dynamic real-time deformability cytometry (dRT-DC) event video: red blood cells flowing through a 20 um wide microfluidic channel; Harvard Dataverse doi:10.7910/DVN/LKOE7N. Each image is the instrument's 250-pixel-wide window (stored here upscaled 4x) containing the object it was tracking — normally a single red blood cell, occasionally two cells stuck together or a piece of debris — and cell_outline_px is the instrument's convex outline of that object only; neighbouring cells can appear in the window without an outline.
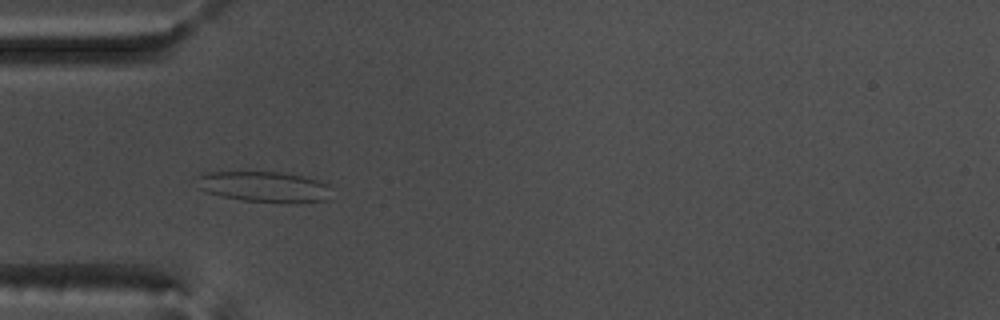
{"species": "common noctule bat (a hibernating species)", "species_latin": "Nyctalus noctula", "temperature_condition": "warm", "stored_images_in_passage": 55, "camera_frame_rate_fps": 3000, "um_per_image_px": 0.085, "animal": {"sex": "male", "body_mass_g": 17.5, "forearm_length_mm": 52.3}, "frame": {"image": 1, "passage_image": 17, "time_ms": 5.333, "image_size_px": [1000, 320], "cell_outline_px": [[328, 200], [296, 204], [292, 204], [240, 200], [220, 196], [208, 192], [200, 188], [196, 176], [208, 172], [280, 172], [304, 176], [320, 180], [328, 184]], "centroid_in_image_um": [22.49, 15.89], "position_along_channel_um": 62.5, "area_um2": 24.33}}
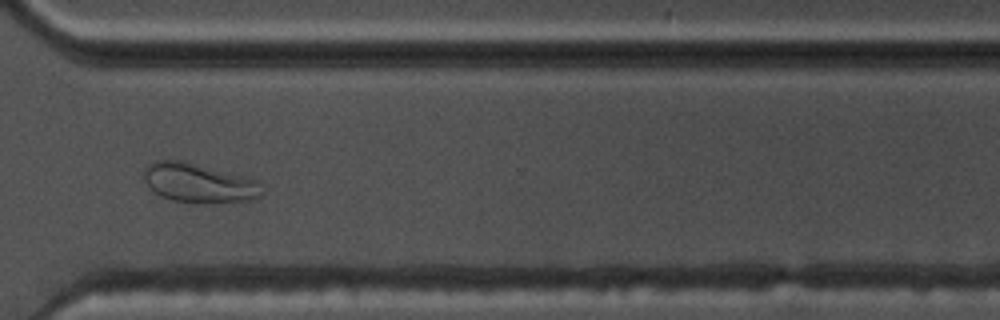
{"frame": {"image": 2, "passage_image": 41, "time_ms": 13.333, "image_size_px": [1000, 320], "cell_outline_px": [[264, 192], [256, 200], [204, 204], [172, 200], [160, 196], [144, 180], [144, 168], [148, 164], [156, 160], [184, 160], [260, 180]], "centroid_in_image_um": [16.97, 15.56], "position_along_channel_um": 353.6, "area_um2": 27.57}}
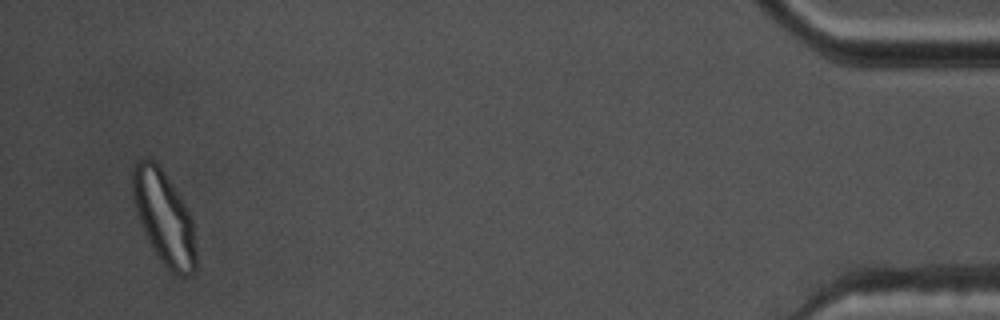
{"frame": {"image": 3, "passage_image": 53, "time_ms": 17.333, "image_size_px": [1000, 320], "cell_outline_px": [[196, 268], [188, 276], [180, 276], [172, 272], [160, 260], [148, 244], [136, 212], [132, 200], [132, 164], [136, 160], [148, 156], [160, 164], [180, 196], [192, 220], [196, 248]], "centroid_in_image_um": [13.9, 18.45], "position_along_channel_um": 421.3, "area_um2": 35.08}, "authors_computed_cell_mechanics": {"area_um2": 28.7266, "velocity_mm_per_s": 3.6605, "shape_relaxation_time_tau1_ms": null, "shape_relaxation_time_tau2_ms": 1.3762, "deformation_change_tau1": null, "deformation_change_tau2": 0.0836}}